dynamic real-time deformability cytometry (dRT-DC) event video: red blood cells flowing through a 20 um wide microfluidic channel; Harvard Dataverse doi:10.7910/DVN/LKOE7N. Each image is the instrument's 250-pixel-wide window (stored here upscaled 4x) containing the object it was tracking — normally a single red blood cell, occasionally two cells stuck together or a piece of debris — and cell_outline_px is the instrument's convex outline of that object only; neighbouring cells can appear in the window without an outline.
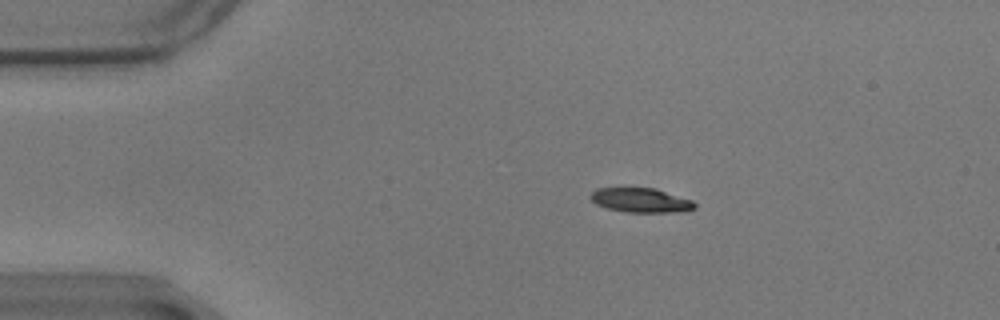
{"species": "common noctule bat (a hibernating species)", "species_latin": "Nyctalus noctula", "temperature_condition": "warm", "stored_images_in_passage": 49, "camera_frame_rate_fps": 3000, "um_per_image_px": 0.085, "animal": {"sex": "male", "body_mass_g": 17.9}, "frame": {"image": 1, "passage_image": 2, "time_ms": 0.333, "image_size_px": [1000, 320], "cell_outline_px": [[696, 208], [684, 212], [628, 212], [608, 208], [596, 204], [588, 196], [596, 188], [656, 188], [692, 200], [696, 204]], "centroid_in_image_um": [54.49, 17.02], "position_along_channel_um": 30.5, "area_um2": 14.85}}
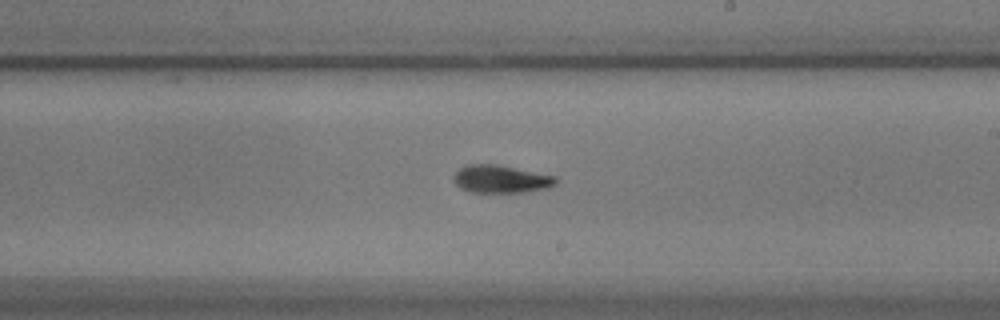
{"frame": {"image": 2, "passage_image": 25, "time_ms": 8.0, "image_size_px": [1000, 320], "cell_outline_px": [[556, 184], [548, 188], [524, 192], [468, 192], [460, 188], [452, 180], [452, 176], [464, 164], [496, 164], [556, 176]], "centroid_in_image_um": [42.53, 15.22], "position_along_channel_um": 246.5, "area_um2": 16.65}}
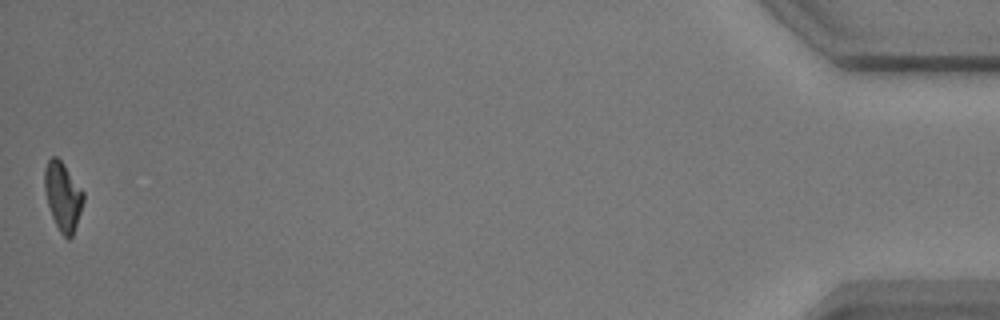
{"frame": {"image": 3, "passage_image": 49, "time_ms": 16.0, "image_size_px": [1000, 320], "cell_outline_px": [[84, 200], [72, 236], [68, 240], [60, 232], [52, 216], [48, 204], [44, 188], [44, 168], [48, 160], [52, 156], [56, 156], [64, 164], [84, 192]], "centroid_in_image_um": [5.33, 16.66], "position_along_channel_um": 429.9, "area_um2": 15.32}, "authors_computed_cell_mechanics": {"area_um2": 16.184, "velocity_mm_per_s": 3.475, "shape_relaxation_time_tau1_ms": 5.0946, "shape_relaxation_time_tau2_ms": 4.3615, "deformation_change_tau1": 0.1674, "deformation_change_tau2": 0.1101}}